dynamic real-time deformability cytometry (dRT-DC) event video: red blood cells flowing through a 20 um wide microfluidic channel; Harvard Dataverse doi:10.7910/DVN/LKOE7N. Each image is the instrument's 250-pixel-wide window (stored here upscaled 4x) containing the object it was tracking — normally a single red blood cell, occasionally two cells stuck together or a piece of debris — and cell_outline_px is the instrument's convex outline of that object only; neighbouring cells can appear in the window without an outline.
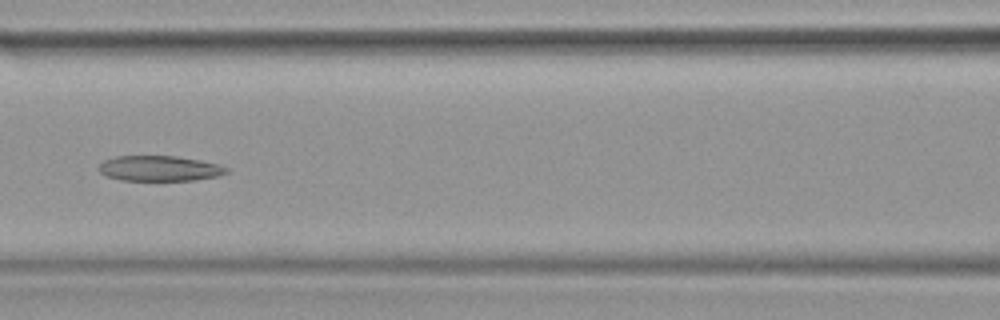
{"species": "common noctule bat (a hibernating species)", "species_latin": "Nyctalus noctula", "temperature_condition": "warm", "stored_images_in_passage": 38, "camera_frame_rate_fps": 3000, "um_per_image_px": 0.085, "animal": {"sex": "female", "body_mass_g": 19.9}, "frame": {"image": 1, "passage_image": 17, "time_ms": 5.333, "image_size_px": [1000, 320], "cell_outline_px": [[228, 172], [216, 176], [192, 180], [120, 180], [104, 176], [96, 168], [104, 160], [116, 156], [176, 156], [200, 160], [220, 164], [228, 168]], "centroid_in_image_um": [13.51, 14.31], "position_along_channel_um": 153.1, "area_um2": 18.9}}
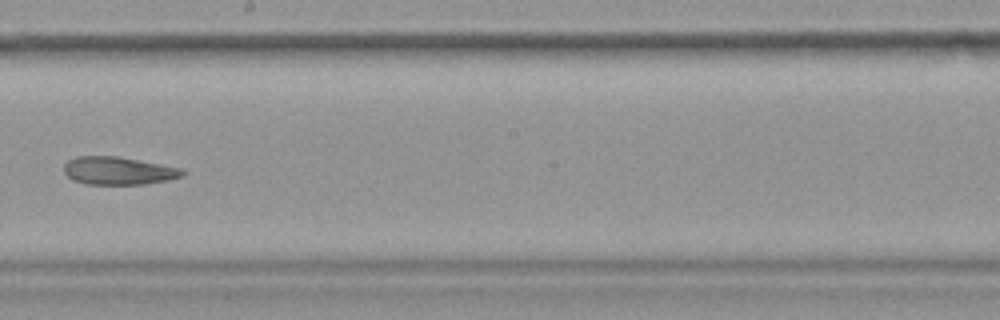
{"frame": {"image": 2, "passage_image": 22, "time_ms": 7.0, "image_size_px": [1000, 320], "cell_outline_px": [[188, 172], [184, 176], [168, 180], [148, 184], [88, 184], [72, 180], [64, 172], [64, 164], [68, 160], [76, 156], [116, 156], [184, 168]], "centroid_in_image_um": [10.12, 14.51], "position_along_channel_um": 238.1, "area_um2": 19.48}}
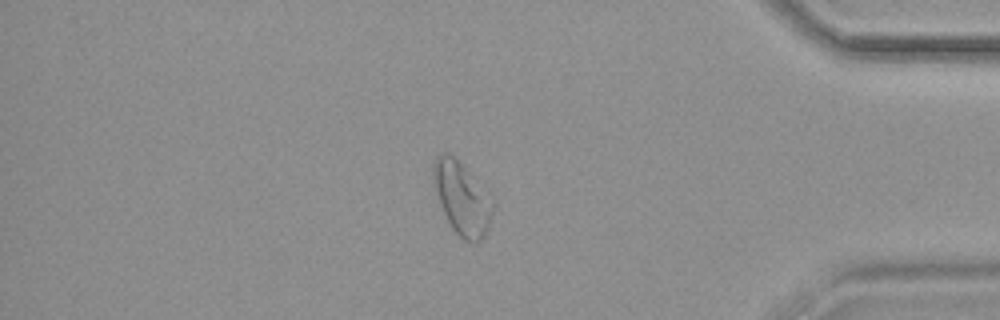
{"frame": {"image": 3, "passage_image": 33, "time_ms": 10.667, "image_size_px": [1000, 320], "cell_outline_px": [[496, 204], [488, 228], [484, 236], [476, 244], [472, 244], [464, 240], [452, 228], [440, 204], [432, 184], [432, 164], [436, 156], [440, 152], [448, 152], [492, 196]], "centroid_in_image_um": [39.27, 16.87], "position_along_channel_um": 395.9, "area_um2": 25.37}}